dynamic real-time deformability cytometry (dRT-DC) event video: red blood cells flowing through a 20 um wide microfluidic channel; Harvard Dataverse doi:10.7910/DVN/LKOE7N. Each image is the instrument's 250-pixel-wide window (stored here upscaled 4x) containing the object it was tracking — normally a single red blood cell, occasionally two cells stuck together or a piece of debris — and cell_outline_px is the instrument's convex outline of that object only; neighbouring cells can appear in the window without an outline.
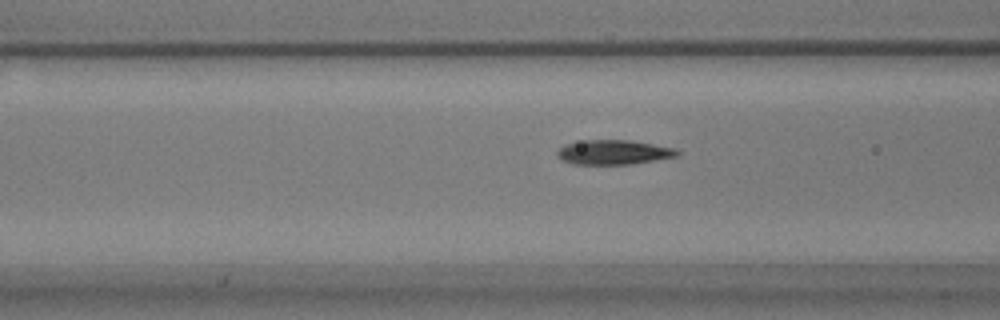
{"species": "common noctule bat (a hibernating species)", "species_latin": "Nyctalus noctula", "temperature_condition": "warm", "stored_images_in_passage": 39, "camera_frame_rate_fps": 3000, "um_per_image_px": 0.085, "animal": {"sex": "male", "body_mass_g": 17.9}, "frame": {"image": 1, "passage_image": 4, "time_ms": 1.0, "image_size_px": [1000, 320], "cell_outline_px": [[680, 152], [676, 156], [632, 164], [572, 164], [560, 160], [556, 156], [556, 152], [564, 144], [584, 140], [628, 140], [676, 148]], "centroid_in_image_um": [52.1, 12.94], "position_along_channel_um": 114.5, "area_um2": 17.17}}
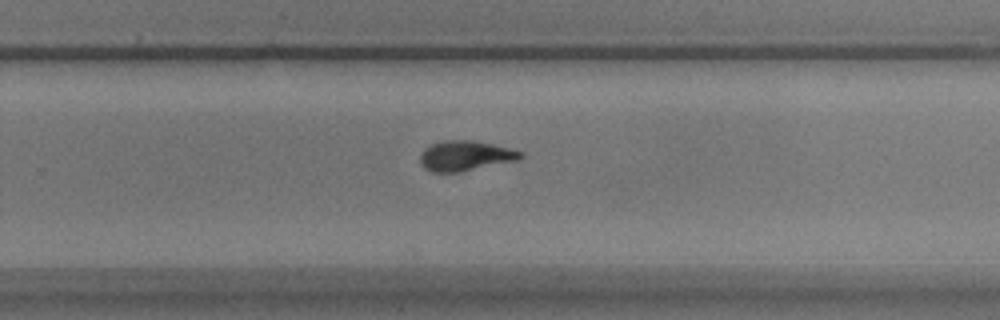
{"frame": {"image": 2, "passage_image": 19, "time_ms": 6.0, "image_size_px": [1000, 320], "cell_outline_px": [[524, 156], [516, 160], [460, 172], [432, 172], [424, 168], [420, 164], [420, 156], [424, 148], [432, 144], [444, 140], [472, 140], [492, 144], [524, 152]], "centroid_in_image_um": [39.52, 13.24], "position_along_channel_um": 290.3, "area_um2": 17.51}}
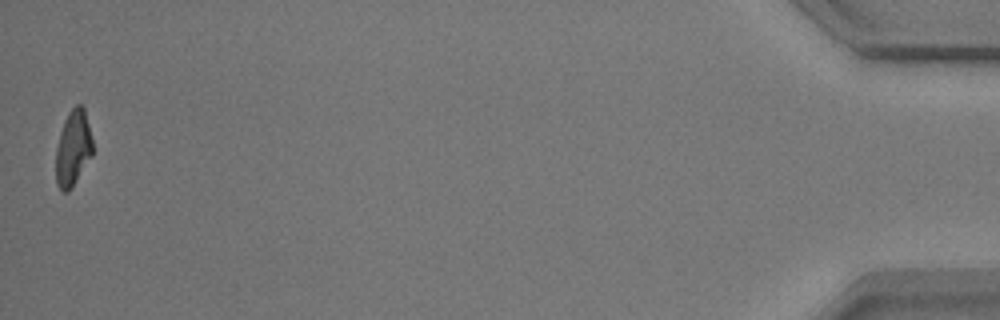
{"frame": {"image": 3, "passage_image": 39, "time_ms": 12.667, "image_size_px": [1000, 320], "cell_outline_px": [[92, 156], [72, 188], [68, 192], [64, 192], [56, 184], [56, 148], [60, 132], [64, 120], [68, 112], [76, 104], [80, 104], [84, 108], [92, 140]], "centroid_in_image_um": [6.2, 12.61], "position_along_channel_um": 429.0, "area_um2": 16.24}}